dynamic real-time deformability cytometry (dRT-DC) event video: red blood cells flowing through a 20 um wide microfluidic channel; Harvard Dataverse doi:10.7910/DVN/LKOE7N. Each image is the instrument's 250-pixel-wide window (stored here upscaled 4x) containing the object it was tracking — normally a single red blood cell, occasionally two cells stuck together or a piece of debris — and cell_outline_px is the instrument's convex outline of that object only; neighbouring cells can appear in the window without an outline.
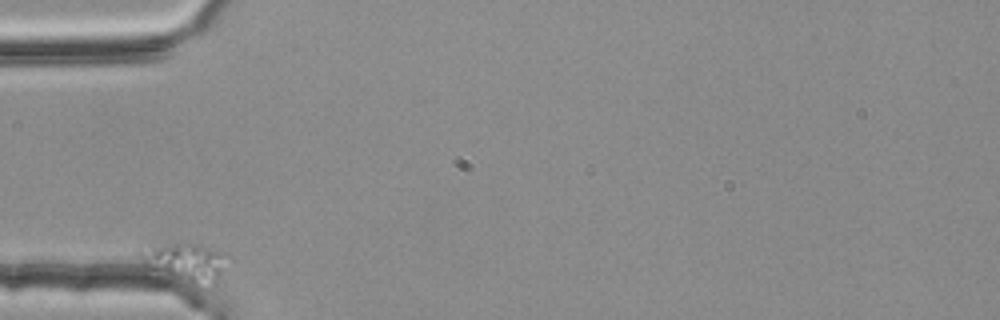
{"species": "common noctule bat (a hibernating species)", "species_latin": "Nyctalus noctula", "temperature_condition": "room temperature", "stored_images_in_passage": 40, "camera_frame_rate_fps": 3000, "um_per_image_px": 0.085, "animal": {"sex": "female", "body_mass_g": 25.1}, "frame": {"image": 1, "passage_image": 1, "time_ms": 0.0, "image_size_px": [1000, 320], "cell_outline_px": [[232, 256], [220, 276], [216, 280], [200, 292], [144, 268], [140, 252], [152, 248], [180, 240], [192, 240], [228, 252]], "centroid_in_image_um": [15.9, 22.34], "position_along_channel_um": 69.1, "area_um2": 21.79}}